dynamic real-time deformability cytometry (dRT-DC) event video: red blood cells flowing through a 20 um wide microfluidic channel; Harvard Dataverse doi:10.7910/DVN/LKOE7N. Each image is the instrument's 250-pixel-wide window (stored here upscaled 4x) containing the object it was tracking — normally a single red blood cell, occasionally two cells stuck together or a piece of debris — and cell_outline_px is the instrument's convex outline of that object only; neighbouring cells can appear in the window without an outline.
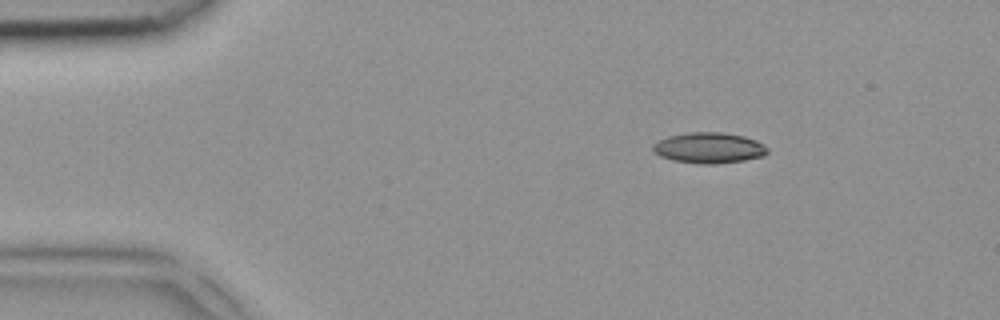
{"species": "common noctule bat (a hibernating species)", "species_latin": "Nyctalus noctula", "temperature_condition": "room temperature", "stored_images_in_passage": 4, "camera_frame_rate_fps": 3000, "um_per_image_px": 0.085, "animal": {"sex": "female", "body_mass_g": 18.4}, "frame": {"image": 1, "passage_image": 1, "time_ms": 0.0, "image_size_px": [1000, 320], "cell_outline_px": [[768, 152], [764, 156], [744, 160], [712, 164], [700, 164], [672, 160], [660, 156], [652, 148], [652, 144], [668, 136], [688, 132], [724, 132], [744, 136], [756, 140], [764, 144], [768, 148]], "centroid_in_image_um": [60.28, 12.56], "position_along_channel_um": 24.7, "area_um2": 20.58}}